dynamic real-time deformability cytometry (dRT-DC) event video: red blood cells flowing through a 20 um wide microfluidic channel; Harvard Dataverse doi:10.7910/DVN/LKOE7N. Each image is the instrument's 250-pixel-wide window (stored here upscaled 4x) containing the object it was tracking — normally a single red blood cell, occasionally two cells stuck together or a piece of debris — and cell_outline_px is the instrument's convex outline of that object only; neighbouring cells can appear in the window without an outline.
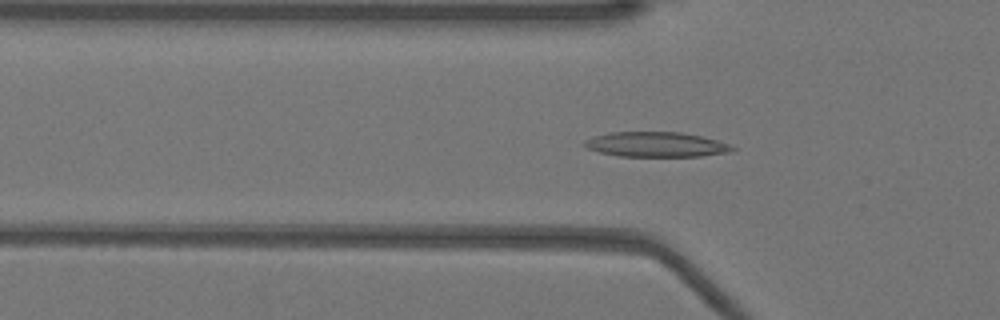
{"species": "Egyptian fruit bat (a non-hibernating species)", "species_latin": "Rousettus aegyptiacus", "temperature_condition": "warm", "stored_images_in_passage": 53, "camera_frame_rate_fps": 3000, "um_per_image_px": 0.085, "animal": {"sex": "female"}, "frame": {"image": 1, "passage_image": 17, "time_ms": 5.333, "image_size_px": [1000, 320], "cell_outline_px": [[736, 148], [728, 152], [700, 156], [616, 156], [600, 152], [588, 148], [580, 144], [584, 140], [592, 136], [608, 132], [680, 132], [700, 136], [716, 140], [728, 144]], "centroid_in_image_um": [55.68, 12.27], "position_along_channel_um": 70.1, "area_um2": 21.44}}
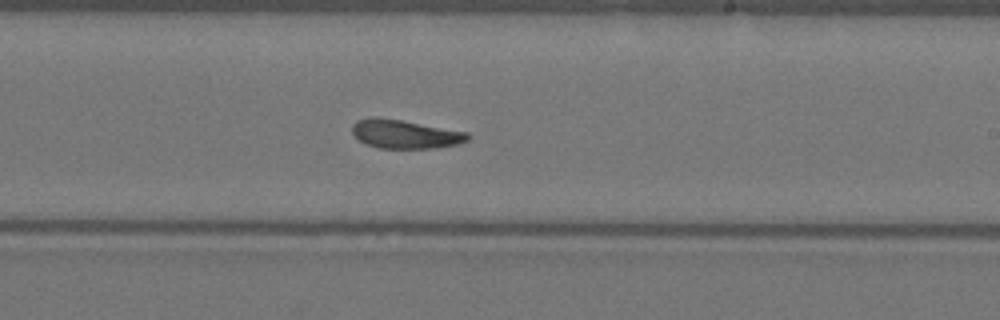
{"frame": {"image": 2, "passage_image": 31, "time_ms": 10.0, "image_size_px": [1000, 320], "cell_outline_px": [[472, 136], [468, 140], [460, 144], [436, 148], [380, 148], [368, 144], [352, 136], [352, 124], [356, 120], [372, 116], [376, 116], [400, 120], [468, 132]], "centroid_in_image_um": [34.43, 11.39], "position_along_channel_um": 254.6, "area_um2": 19.48}}
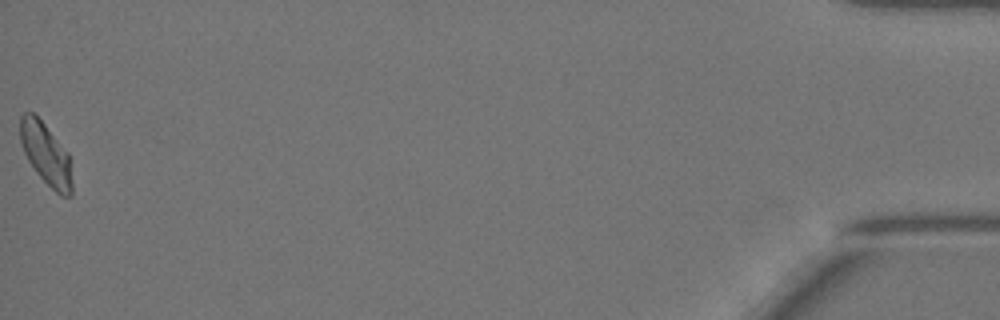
{"frame": {"image": 3, "passage_image": 52, "time_ms": 17.0, "image_size_px": [1000, 320], "cell_outline_px": [[72, 196], [60, 196], [36, 172], [28, 160], [24, 152], [20, 140], [20, 116], [24, 112], [32, 112], [44, 124], [68, 152], [72, 184]], "centroid_in_image_um": [3.9, 13.1], "position_along_channel_um": 431.3, "area_um2": 18.44}}